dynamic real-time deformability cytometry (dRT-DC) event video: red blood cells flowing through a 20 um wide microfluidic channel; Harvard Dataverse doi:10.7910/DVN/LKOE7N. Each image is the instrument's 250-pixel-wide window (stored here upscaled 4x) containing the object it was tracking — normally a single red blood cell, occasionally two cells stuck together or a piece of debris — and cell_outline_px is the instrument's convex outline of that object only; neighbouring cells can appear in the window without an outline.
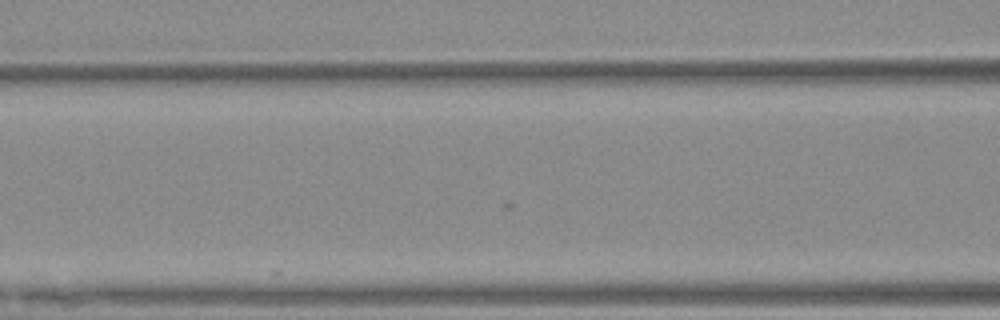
{"species": "Egyptian fruit bat (a non-hibernating species)", "species_latin": "Rousettus aegyptiacus", "temperature_condition": "warm", "stored_images_in_passage": 4, "camera_frame_rate_fps": 3000, "um_per_image_px": 0.085, "animal": {"sex": "female"}, "frame": {"image": 1, "passage_image": 3, "time_ms": 0.667, "image_size_px": [1000, 320], "cell_outline_px": [[228, 292], [224, 296], [164, 300], [148, 300], [96, 296], [88, 292], [96, 284]], "centroid_in_image_um": [12.76, 24.89], "position_along_channel_um": 153.8, "area_um2": 10.0}}